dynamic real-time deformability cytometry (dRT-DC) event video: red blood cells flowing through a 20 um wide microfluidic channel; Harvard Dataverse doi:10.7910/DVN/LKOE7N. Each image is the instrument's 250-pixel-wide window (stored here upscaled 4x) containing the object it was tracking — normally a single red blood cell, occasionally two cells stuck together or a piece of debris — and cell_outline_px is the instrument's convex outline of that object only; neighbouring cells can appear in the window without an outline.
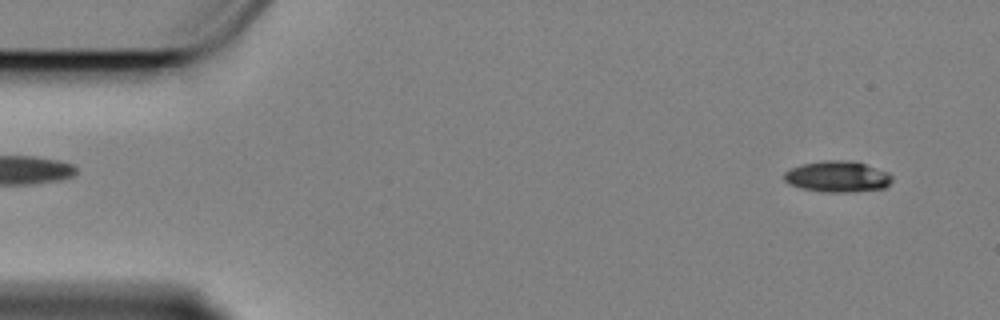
{"species": "Egyptian fruit bat (a non-hibernating species)", "species_latin": "Rousettus aegyptiacus", "temperature_condition": "cold", "stored_images_in_passage": 57, "camera_frame_rate_fps": 3000, "um_per_image_px": 0.085, "animal": {"sex": "female"}, "frame": {"image": 1, "passage_image": 3, "time_ms": 0.667, "image_size_px": [1000, 320], "cell_outline_px": [[892, 180], [884, 188], [856, 192], [824, 192], [800, 188], [788, 184], [784, 180], [784, 172], [792, 168], [804, 164], [828, 160], [844, 160], [864, 164], [888, 172], [892, 176]], "centroid_in_image_um": [71.18, 15.03], "position_along_channel_um": 13.8, "area_um2": 19.42}}
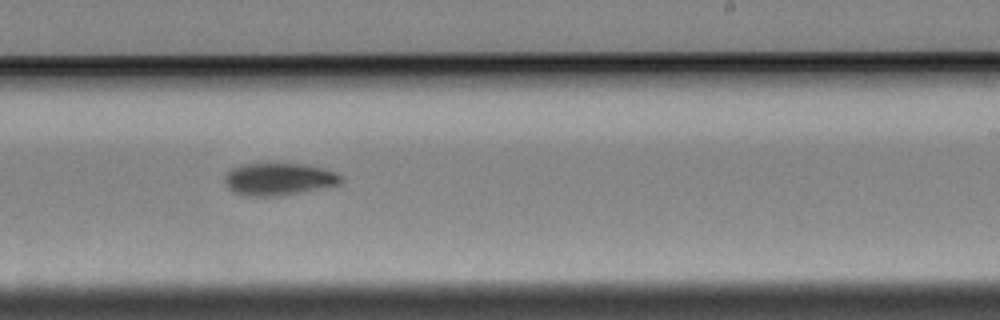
{"frame": {"image": 2, "passage_image": 34, "time_ms": 11.0, "image_size_px": [1000, 320], "cell_outline_px": [[340, 184], [304, 192], [280, 196], [248, 196], [232, 192], [228, 188], [224, 180], [224, 176], [232, 168], [240, 164], [308, 164], [324, 168], [336, 172], [340, 176]], "centroid_in_image_um": [23.68, 15.23], "position_along_channel_um": 265.3, "area_um2": 22.02}}
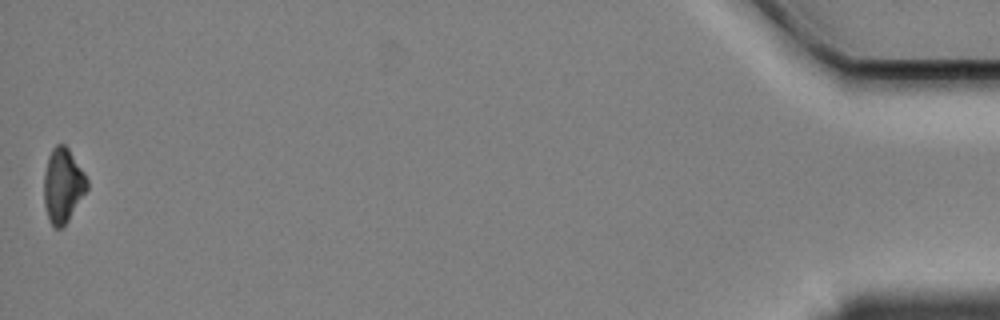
{"frame": {"image": 3, "passage_image": 57, "time_ms": 18.667, "image_size_px": [1000, 320], "cell_outline_px": [[88, 188], [68, 220], [60, 228], [56, 228], [48, 220], [44, 204], [44, 176], [48, 156], [52, 148], [56, 144], [64, 144], [68, 148], [84, 172], [88, 180]], "centroid_in_image_um": [5.34, 15.74], "position_along_channel_um": 429.9, "area_um2": 18.55}, "authors_computed_cell_mechanics": {"area_um2": 20.23, "velocity_mm_per_s": 3.3893, "shape_relaxation_time_tau1_ms": 2.2709, "shape_relaxation_time_tau2_ms": null, "deformation_change_tau1": 0.1243, "deformation_change_tau2": null}}